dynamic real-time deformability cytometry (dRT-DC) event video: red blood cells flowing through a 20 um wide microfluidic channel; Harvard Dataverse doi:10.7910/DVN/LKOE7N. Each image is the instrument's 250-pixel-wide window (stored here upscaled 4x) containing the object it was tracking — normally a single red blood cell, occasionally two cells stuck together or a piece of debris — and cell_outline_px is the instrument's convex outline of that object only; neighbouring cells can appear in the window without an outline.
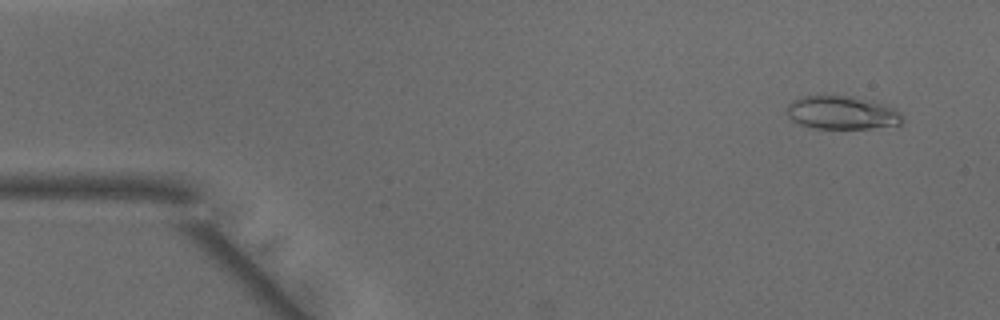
{"species": "common noctule bat (a hibernating species)", "species_latin": "Nyctalus noctula", "temperature_condition": "warm", "stored_images_in_passage": 5, "camera_frame_rate_fps": 3000, "um_per_image_px": 0.085, "animal": {"sex": "male", "body_mass_g": 15.6}, "frame": {"image": 1, "passage_image": 3, "time_ms": 0.667, "image_size_px": [1000, 320], "cell_outline_px": [[904, 120], [900, 124], [872, 128], [812, 128], [800, 124], [792, 120], [784, 112], [788, 104], [792, 100], [804, 96], [852, 96], [888, 104], [900, 112], [904, 116]], "centroid_in_image_um": [71.57, 9.57], "position_along_channel_um": 13.4, "area_um2": 22.66}}